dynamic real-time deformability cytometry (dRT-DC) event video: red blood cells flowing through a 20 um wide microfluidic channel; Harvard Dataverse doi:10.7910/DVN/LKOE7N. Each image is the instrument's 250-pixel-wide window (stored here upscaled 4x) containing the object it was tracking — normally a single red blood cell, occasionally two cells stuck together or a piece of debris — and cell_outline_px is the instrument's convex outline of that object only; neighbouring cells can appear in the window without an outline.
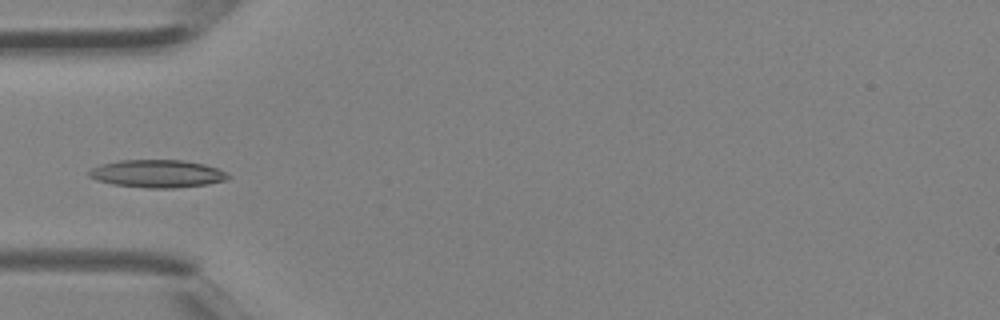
{"species": "Egyptian fruit bat (a non-hibernating species)", "species_latin": "Rousettus aegyptiacus", "temperature_condition": "room temperature", "stored_images_in_passage": 2, "camera_frame_rate_fps": 3000, "um_per_image_px": 0.085, "animal": {"sex": "female"}, "frame": {"image": 1, "passage_image": 2, "time_ms": 0.333, "image_size_px": [1000, 320], "cell_outline_px": [[232, 176], [228, 180], [208, 184], [176, 188], [148, 188], [112, 184], [96, 180], [88, 176], [88, 172], [92, 168], [100, 164], [120, 160], [184, 160], [204, 164], [216, 168]], "centroid_in_image_um": [13.37, 14.76], "position_along_channel_um": 71.6, "area_um2": 22.6}}